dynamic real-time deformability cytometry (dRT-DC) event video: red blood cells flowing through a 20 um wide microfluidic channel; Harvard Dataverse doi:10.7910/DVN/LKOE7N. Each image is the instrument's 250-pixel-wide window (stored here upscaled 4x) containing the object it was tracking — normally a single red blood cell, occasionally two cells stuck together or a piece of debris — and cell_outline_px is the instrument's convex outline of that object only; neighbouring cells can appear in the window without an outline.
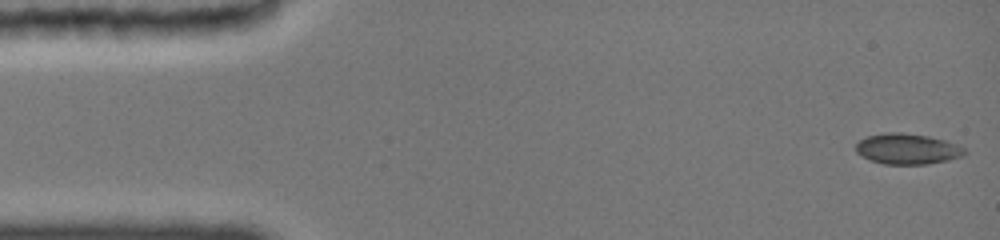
{"species": "common noctule bat (a hibernating species)", "species_latin": "Nyctalus noctula", "temperature_condition": "cold", "stored_images_in_passage": 18, "camera_frame_rate_fps": 3000, "um_per_image_px": 0.085, "animal": {"sex": "female", "body_mass_g": 19.0, "forearm_length_mm": 51.5}, "frame": {"image": 1, "passage_image": 1, "time_ms": 0.0, "image_size_px": [1000, 240], "cell_outline_px": [[968, 152], [964, 156], [948, 160], [928, 164], [884, 164], [872, 160], [856, 152], [856, 144], [860, 140], [868, 136], [892, 132], [928, 136], [944, 140], [956, 144], [964, 148]], "centroid_in_image_um": [77.17, 12.67], "position_along_channel_um": 7.8, "area_um2": 19.13}}
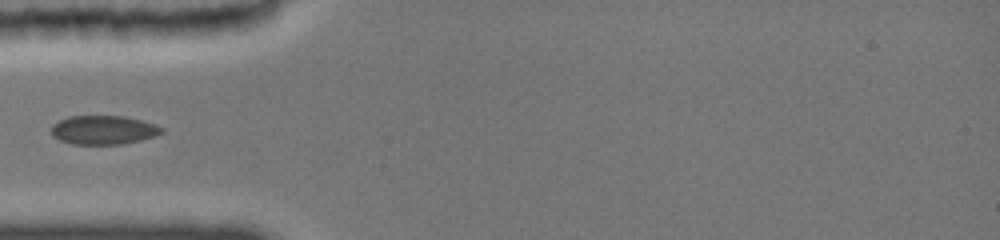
{"frame": {"image": 2, "passage_image": 13, "time_ms": 4.667, "image_size_px": [1000, 240], "cell_outline_px": [[164, 132], [140, 140], [120, 144], [72, 144], [60, 140], [52, 136], [52, 124], [60, 120], [72, 116], [124, 116], [140, 120], [164, 128]], "centroid_in_image_um": [8.76, 11.05], "position_along_channel_um": 76.2, "area_um2": 18.32}}
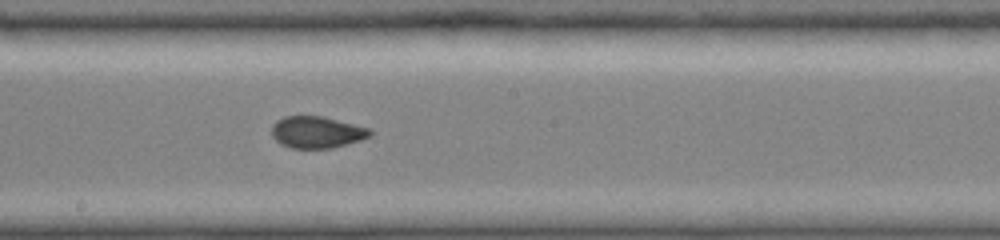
{"frame": {"image": 3, "passage_image": 18, "time_ms": 8.333, "image_size_px": [1000, 240], "cell_outline_px": [[372, 132], [368, 136], [360, 140], [332, 148], [292, 148], [280, 144], [272, 136], [272, 124], [284, 116], [324, 116], [368, 128]], "centroid_in_image_um": [26.89, 11.23], "position_along_channel_um": 221.3, "area_um2": 18.03}}